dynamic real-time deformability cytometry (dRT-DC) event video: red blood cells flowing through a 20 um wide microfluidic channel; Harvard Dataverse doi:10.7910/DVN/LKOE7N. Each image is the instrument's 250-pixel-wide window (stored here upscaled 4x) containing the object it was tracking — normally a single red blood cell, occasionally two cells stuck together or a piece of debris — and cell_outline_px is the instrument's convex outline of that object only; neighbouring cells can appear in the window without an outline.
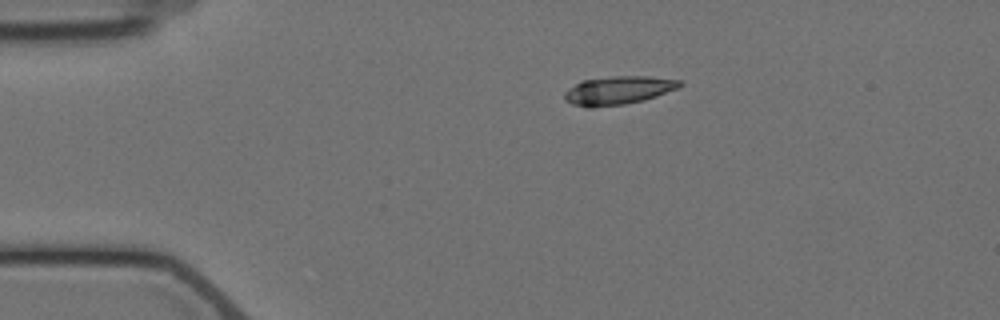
{"species": "Egyptian fruit bat (a non-hibernating species)", "species_latin": "Rousettus aegyptiacus", "temperature_condition": "cold", "stored_images_in_passage": 2, "camera_frame_rate_fps": 3000, "um_per_image_px": 0.085, "animal": {"sex": "female"}, "frame": {"image": 1, "passage_image": 1, "time_ms": 0.0, "image_size_px": [1000, 320], "cell_outline_px": [[684, 84], [676, 88], [656, 96], [644, 100], [624, 104], [592, 108], [588, 108], [572, 104], [564, 100], [564, 92], [568, 88], [580, 80], [612, 76], [648, 76], [680, 80]], "centroid_in_image_um": [52.49, 7.68], "position_along_channel_um": 32.5, "area_um2": 19.19}}